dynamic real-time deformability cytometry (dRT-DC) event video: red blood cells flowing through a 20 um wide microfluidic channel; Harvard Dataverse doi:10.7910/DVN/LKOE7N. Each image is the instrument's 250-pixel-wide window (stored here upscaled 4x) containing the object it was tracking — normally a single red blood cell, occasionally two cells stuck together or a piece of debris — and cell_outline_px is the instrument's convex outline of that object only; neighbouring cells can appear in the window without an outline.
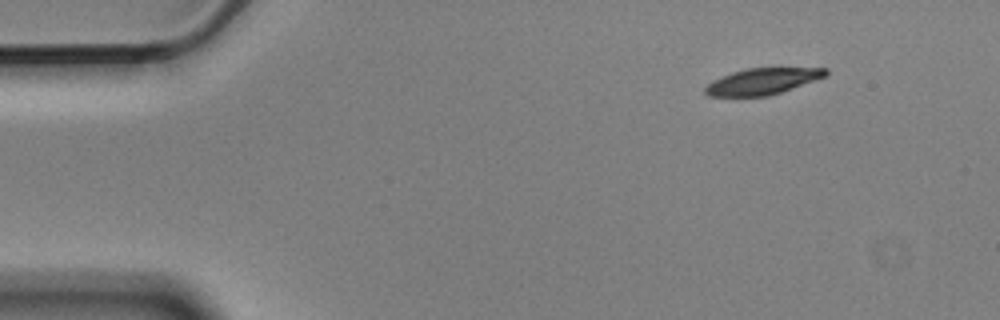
{"species": "Egyptian fruit bat (a non-hibernating species)", "species_latin": "Rousettus aegyptiacus", "temperature_condition": "cold", "stored_images_in_passage": 4, "camera_frame_rate_fps": 3000, "um_per_image_px": 0.085, "animal": {"sex": "male"}, "frame": {"image": 1, "passage_image": 1, "time_ms": 0.0, "image_size_px": [1000, 320], "cell_outline_px": [[828, 76], [768, 96], [708, 96], [704, 92], [704, 88], [712, 80], [732, 72], [744, 68], [780, 64], [828, 68]], "centroid_in_image_um": [64.92, 6.83], "position_along_channel_um": 20.1, "area_um2": 19.65}}
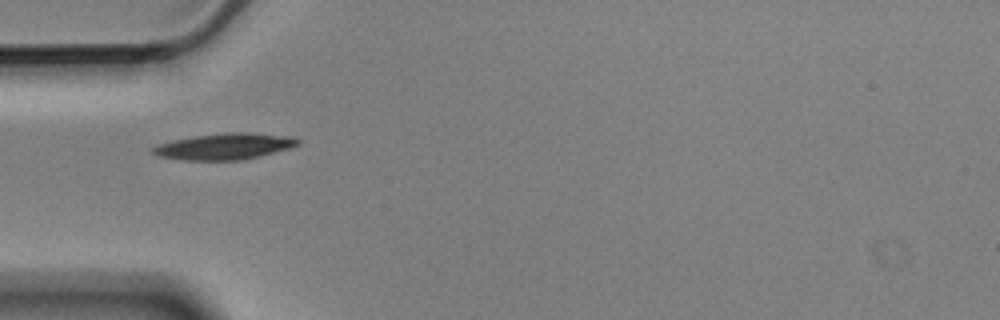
{"frame": {"image": 2, "passage_image": 4, "time_ms": 1.0, "image_size_px": [1000, 320], "cell_outline_px": [[300, 144], [292, 148], [244, 160], [184, 160], [156, 156], [152, 152], [152, 148], [156, 144], [172, 140], [192, 136], [224, 132], [248, 132], [296, 136], [300, 140]], "centroid_in_image_um": [19.13, 12.43], "position_along_channel_um": 65.9, "area_um2": 22.72}}